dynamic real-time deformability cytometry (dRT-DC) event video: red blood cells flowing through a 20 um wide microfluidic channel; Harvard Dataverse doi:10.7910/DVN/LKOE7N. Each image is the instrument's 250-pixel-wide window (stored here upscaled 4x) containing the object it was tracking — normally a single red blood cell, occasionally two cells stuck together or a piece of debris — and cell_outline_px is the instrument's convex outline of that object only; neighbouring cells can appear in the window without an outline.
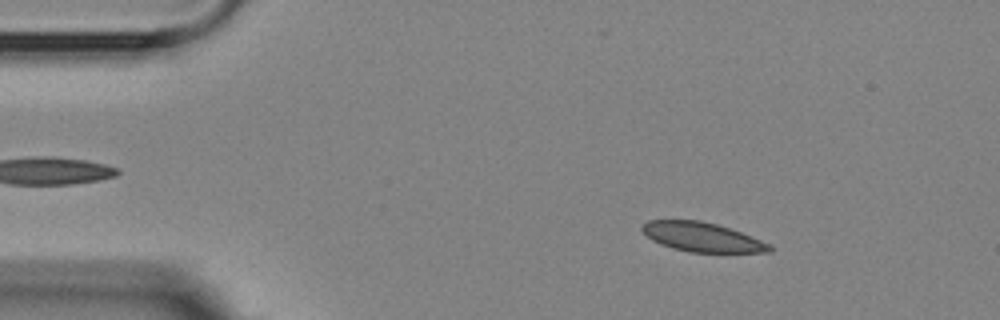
{"species": "Egyptian fruit bat (a non-hibernating species)", "species_latin": "Rousettus aegyptiacus", "temperature_condition": "room temperature", "stored_images_in_passage": 4, "camera_frame_rate_fps": 3000, "um_per_image_px": 0.085, "animal": {"sex": "female"}, "frame": {"image": 1, "passage_image": 2, "time_ms": 1.0, "image_size_px": [1000, 320], "cell_outline_px": [[776, 248], [772, 252], [688, 252], [672, 248], [660, 244], [652, 240], [640, 228], [640, 224], [648, 220], [700, 220], [716, 224], [740, 232], [772, 244]], "centroid_in_image_um": [59.69, 20.15], "position_along_channel_um": 25.3, "area_um2": 21.85}}